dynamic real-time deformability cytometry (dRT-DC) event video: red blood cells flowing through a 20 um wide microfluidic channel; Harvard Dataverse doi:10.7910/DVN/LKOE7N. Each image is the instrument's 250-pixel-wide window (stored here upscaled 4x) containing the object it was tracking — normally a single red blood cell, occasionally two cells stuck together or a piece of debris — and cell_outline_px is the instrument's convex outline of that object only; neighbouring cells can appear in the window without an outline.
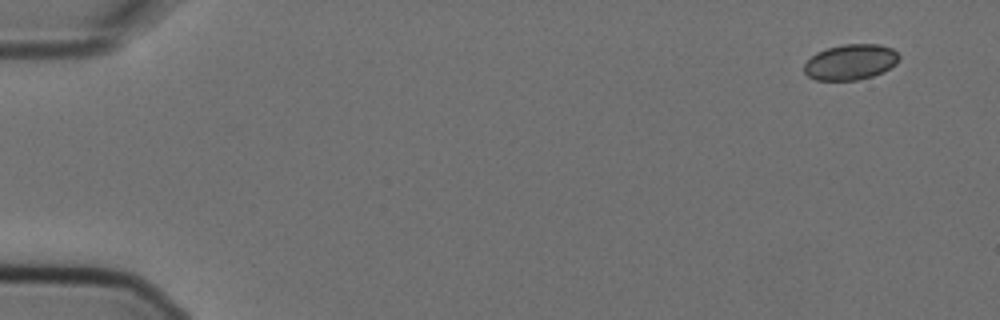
{"species": "Egyptian fruit bat (a non-hibernating species)", "species_latin": "Rousettus aegyptiacus", "temperature_condition": "cold", "stored_images_in_passage": 4, "camera_frame_rate_fps": 3000, "um_per_image_px": 0.085, "animal": {"sex": "female"}, "frame": {"image": 1, "passage_image": 1, "time_ms": 0.0, "image_size_px": [1000, 320], "cell_outline_px": [[900, 56], [896, 64], [884, 72], [872, 76], [856, 80], [816, 80], [808, 76], [804, 72], [804, 64], [816, 52], [828, 48], [844, 44], [876, 44], [892, 48]], "centroid_in_image_um": [72.3, 5.28], "position_along_channel_um": 12.7, "area_um2": 19.65}}